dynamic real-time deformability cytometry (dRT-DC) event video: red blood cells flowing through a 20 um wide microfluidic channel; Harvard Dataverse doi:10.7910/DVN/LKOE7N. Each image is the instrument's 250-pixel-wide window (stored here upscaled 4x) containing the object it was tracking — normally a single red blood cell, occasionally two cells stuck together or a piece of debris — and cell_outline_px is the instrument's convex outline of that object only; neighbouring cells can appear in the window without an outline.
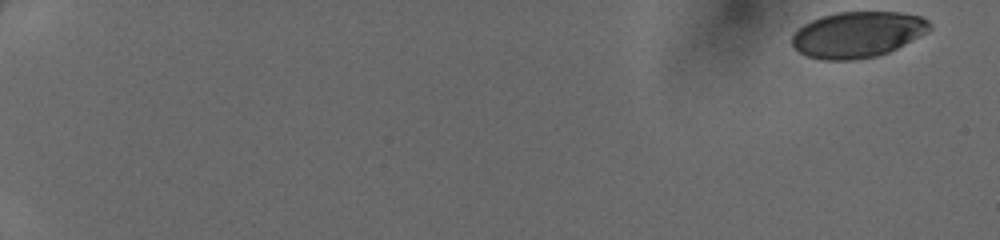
{"species": "human", "species_latin": "Homo sapiens", "temperature_condition": "cold", "stored_images_in_passage": 45, "camera_frame_rate_fps": 3000, "um_per_image_px": 0.085, "donor": {"sex": "female"}, "frame": {"image": 1, "passage_image": 1, "time_ms": 0.0, "image_size_px": [1000, 240], "cell_outline_px": [[932, 28], [928, 32], [888, 52], [876, 56], [856, 60], [824, 60], [808, 56], [800, 52], [792, 44], [792, 36], [804, 24], [820, 16], [836, 12], [900, 12], [920, 16], [928, 20], [932, 24]], "centroid_in_image_um": [72.92, 2.93], "position_along_channel_um": 12.1, "area_um2": 36.76}}
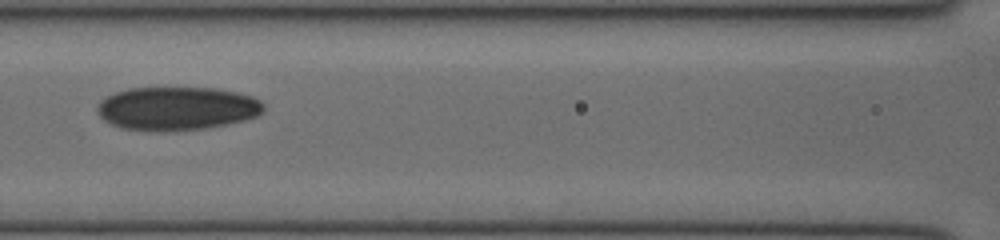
{"frame": {"image": 2, "passage_image": 25, "time_ms": 8.0, "image_size_px": [1000, 240], "cell_outline_px": [[264, 108], [256, 116], [244, 120], [208, 128], [176, 132], [152, 132], [120, 128], [104, 120], [96, 112], [96, 108], [100, 100], [116, 92], [128, 88], [216, 88], [236, 92], [252, 96], [260, 100], [264, 104]], "centroid_in_image_um": [15.01, 9.24], "position_along_channel_um": 151.6, "area_um2": 42.66}}
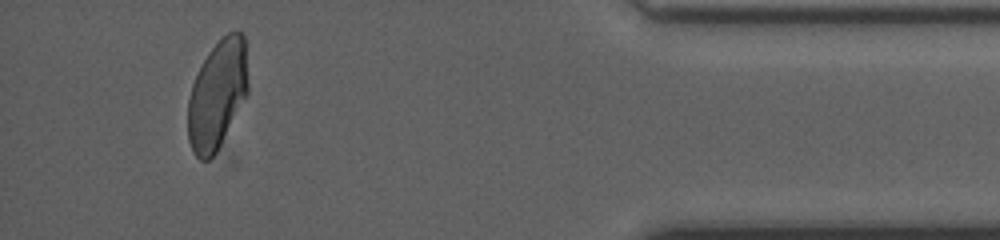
{"frame": {"image": 3, "passage_image": 43, "time_ms": 14.0, "image_size_px": [1000, 240], "cell_outline_px": [[248, 92], [216, 152], [208, 160], [200, 160], [196, 156], [188, 140], [188, 100], [192, 84], [208, 52], [228, 32], [240, 32], [244, 36], [248, 84]], "centroid_in_image_um": [18.46, 8.05], "position_along_channel_um": 416.7, "area_um2": 37.51}}